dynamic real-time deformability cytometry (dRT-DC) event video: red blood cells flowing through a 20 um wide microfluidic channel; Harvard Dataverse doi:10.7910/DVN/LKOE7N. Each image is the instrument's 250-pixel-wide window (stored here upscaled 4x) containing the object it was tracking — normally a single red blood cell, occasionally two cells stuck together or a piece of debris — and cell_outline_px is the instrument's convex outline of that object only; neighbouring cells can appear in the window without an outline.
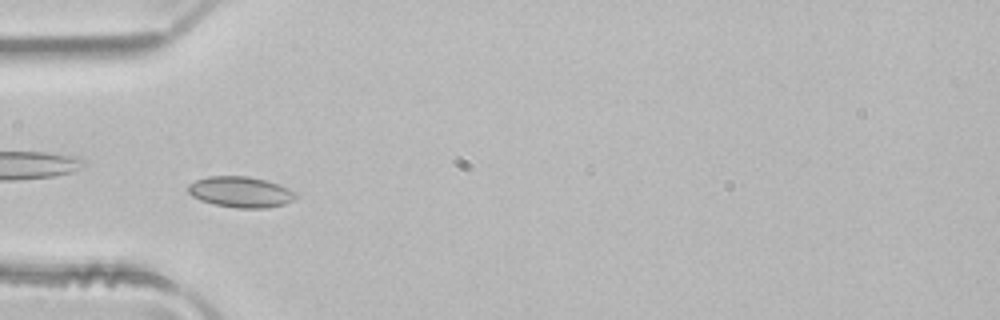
{"species": "common noctule bat (a hibernating species)", "species_latin": "Nyctalus noctula", "temperature_condition": "room temperature", "stored_images_in_passage": 4, "camera_frame_rate_fps": 3000, "um_per_image_px": 0.085, "animal": {"sex": "male", "body_mass_g": 21.5, "forearm_length_mm": 52.0}, "frame": {"image": 1, "passage_image": 3, "time_ms": 0.667, "image_size_px": [1000, 320], "cell_outline_px": [[296, 196], [292, 200], [284, 204], [268, 208], [236, 208], [216, 204], [200, 200], [192, 196], [188, 192], [188, 184], [196, 180], [208, 176], [248, 176], [264, 180], [288, 188], [296, 192]], "centroid_in_image_um": [20.43, 16.32], "position_along_channel_um": 64.6, "area_um2": 19.19}}
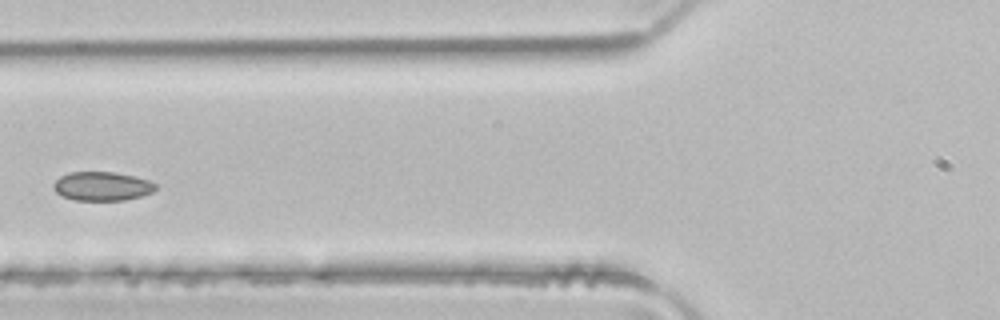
{"frame": {"image": 2, "passage_image": 4, "time_ms": 1.0, "image_size_px": [1000, 320], "cell_outline_px": [[156, 188], [152, 192], [140, 196], [124, 200], [72, 200], [56, 192], [52, 188], [52, 184], [60, 176], [68, 172], [112, 172], [132, 176], [148, 180], [156, 184]], "centroid_in_image_um": [8.63, 15.83], "position_along_channel_um": 117.2, "area_um2": 17.11}}